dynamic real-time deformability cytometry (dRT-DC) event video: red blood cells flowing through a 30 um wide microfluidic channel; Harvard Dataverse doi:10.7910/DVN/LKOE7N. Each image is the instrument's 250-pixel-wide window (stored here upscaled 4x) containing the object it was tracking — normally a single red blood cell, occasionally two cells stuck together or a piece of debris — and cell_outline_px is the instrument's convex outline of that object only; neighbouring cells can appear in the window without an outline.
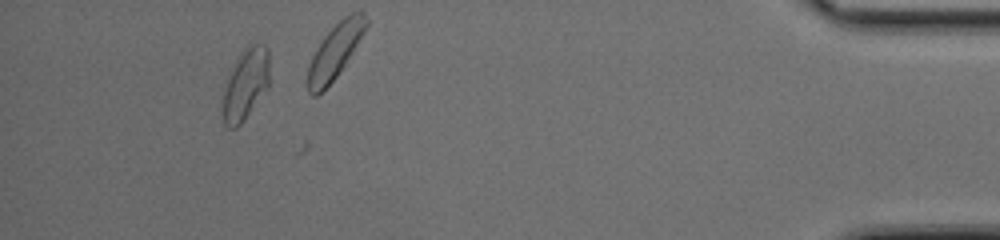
{"species": "common noctule bat (a hibernating species)", "species_latin": "Nyctalus noctula", "temperature_condition": "cold", "stored_images_in_passage": 41, "camera_frame_rate_fps": 3000, "um_per_image_px": 0.085, "animal": {"sex": "female", "body_mass_g": 17.0, "forearm_length_mm": 48.0}, "frame": {"image": 1, "passage_image": 39, "time_ms": 12.667, "image_size_px": [1000, 240], "cell_outline_px": [[268, 88], [244, 120], [236, 128], [228, 128], [224, 124], [224, 88], [228, 76], [240, 52], [248, 44], [264, 44], [268, 48]], "centroid_in_image_um": [20.88, 7.14], "position_along_channel_um": 414.3, "area_um2": 19.13}}